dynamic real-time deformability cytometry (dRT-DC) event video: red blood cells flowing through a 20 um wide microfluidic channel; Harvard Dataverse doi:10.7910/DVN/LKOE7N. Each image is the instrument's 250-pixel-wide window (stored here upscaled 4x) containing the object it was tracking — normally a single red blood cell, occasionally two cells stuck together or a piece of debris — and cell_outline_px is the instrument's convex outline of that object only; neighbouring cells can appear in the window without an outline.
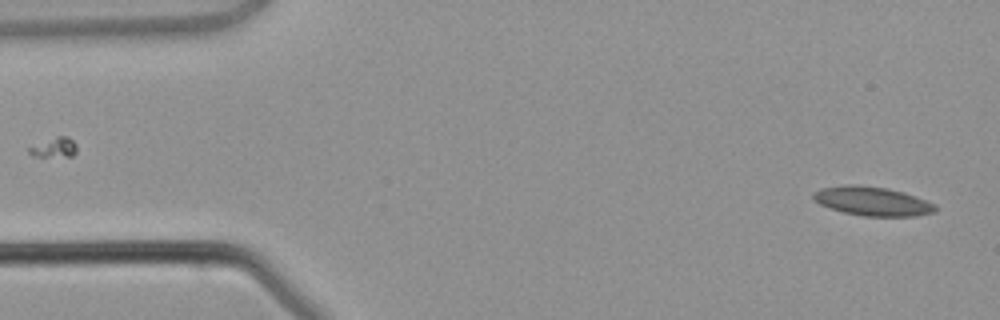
{"species": "common noctule bat (a hibernating species)", "species_latin": "Nyctalus noctula", "temperature_condition": "warm", "stored_images_in_passage": 3, "camera_frame_rate_fps": 3000, "um_per_image_px": 0.085, "animal": {"sex": "male", "body_mass_g": 21.5, "forearm_length_mm": 52.0}, "frame": {"image": 1, "passage_image": 1, "time_ms": 0.0, "image_size_px": [1000, 320], "cell_outline_px": [[936, 208], [932, 212], [916, 216], [864, 216], [844, 212], [820, 204], [812, 196], [812, 192], [820, 188], [848, 184], [856, 184], [888, 188], [904, 192], [936, 204]], "centroid_in_image_um": [74.14, 17.09], "position_along_channel_um": 10.9, "area_um2": 20.52}}